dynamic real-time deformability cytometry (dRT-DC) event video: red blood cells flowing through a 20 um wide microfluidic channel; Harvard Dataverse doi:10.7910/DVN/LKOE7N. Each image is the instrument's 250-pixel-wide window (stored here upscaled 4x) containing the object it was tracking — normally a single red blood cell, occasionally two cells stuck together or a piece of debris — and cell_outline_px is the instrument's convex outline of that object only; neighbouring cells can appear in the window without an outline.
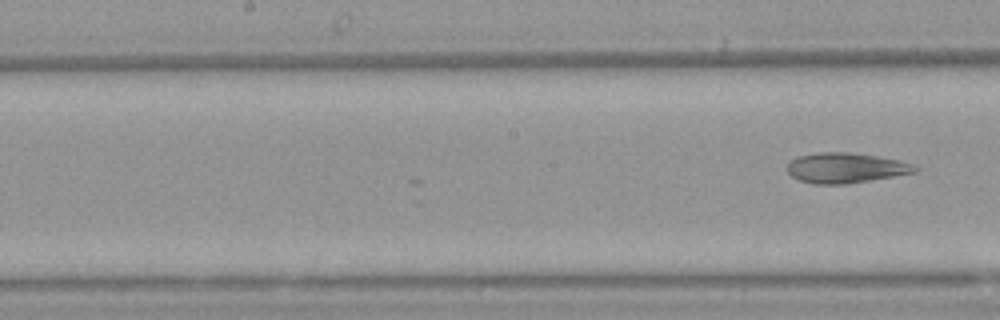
{"species": "Egyptian fruit bat (a non-hibernating species)", "species_latin": "Rousettus aegyptiacus", "temperature_condition": "warm", "stored_images_in_passage": 12, "camera_frame_rate_fps": 3000, "um_per_image_px": 0.085, "animal": {"sex": "female"}, "frame": {"image": 1, "passage_image": 12, "time_ms": 3.667, "image_size_px": [1000, 320], "cell_outline_px": [[920, 168], [916, 172], [848, 184], [812, 184], [800, 180], [792, 176], [784, 168], [796, 156], [816, 152], [848, 152], [876, 156], [896, 160], [912, 164]], "centroid_in_image_um": [71.83, 14.27], "position_along_channel_um": 176.4, "area_um2": 22.48}}